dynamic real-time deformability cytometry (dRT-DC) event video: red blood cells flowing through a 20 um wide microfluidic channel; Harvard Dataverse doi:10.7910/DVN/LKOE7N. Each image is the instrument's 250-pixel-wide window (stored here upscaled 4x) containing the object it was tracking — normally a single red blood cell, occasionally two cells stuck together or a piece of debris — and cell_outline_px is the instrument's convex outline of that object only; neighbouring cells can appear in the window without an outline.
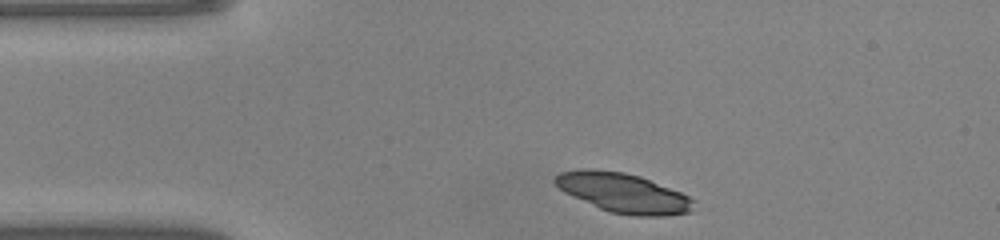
{"species": "common noctule bat (a hibernating species)", "species_latin": "Nyctalus noctula", "temperature_condition": "warm", "stored_images_in_passage": 4, "camera_frame_rate_fps": 3000, "um_per_image_px": 0.085, "animal": {"sex": "male", "body_mass_g": 20.0, "forearm_length_mm": 53.3}, "frame": {"image": 1, "passage_image": 1, "time_ms": 0.0, "image_size_px": [1000, 240], "cell_outline_px": [[696, 200], [688, 212], [664, 216], [632, 216], [608, 212], [564, 192], [552, 180], [560, 172], [576, 168], [592, 168], [624, 172], [640, 176], [680, 192]], "centroid_in_image_um": [52.94, 16.38], "position_along_channel_um": 32.1, "area_um2": 31.91}}